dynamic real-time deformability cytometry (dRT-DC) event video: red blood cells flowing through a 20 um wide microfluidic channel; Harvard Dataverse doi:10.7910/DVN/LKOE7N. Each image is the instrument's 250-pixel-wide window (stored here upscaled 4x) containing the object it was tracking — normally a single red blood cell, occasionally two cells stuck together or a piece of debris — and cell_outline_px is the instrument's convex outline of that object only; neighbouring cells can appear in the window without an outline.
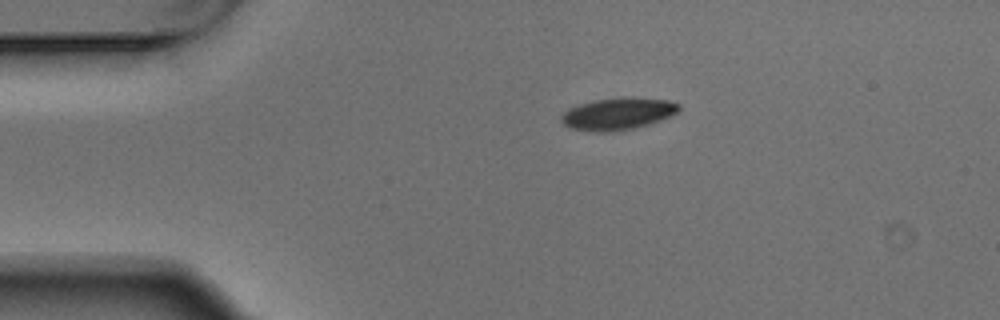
{"species": "Egyptian fruit bat (a non-hibernating species)", "species_latin": "Rousettus aegyptiacus", "temperature_condition": "warm", "stored_images_in_passage": 2, "camera_frame_rate_fps": 3000, "um_per_image_px": 0.085, "animal": {"sex": "male"}, "frame": {"image": 1, "passage_image": 1, "time_ms": 0.0, "image_size_px": [1000, 320], "cell_outline_px": [[680, 108], [676, 112], [660, 120], [648, 124], [632, 128], [604, 132], [600, 132], [572, 128], [564, 124], [560, 120], [560, 116], [568, 108], [580, 104], [596, 100], [624, 96], [668, 100], [680, 104]], "centroid_in_image_um": [52.5, 9.65], "position_along_channel_um": 32.5, "area_um2": 21.68}}